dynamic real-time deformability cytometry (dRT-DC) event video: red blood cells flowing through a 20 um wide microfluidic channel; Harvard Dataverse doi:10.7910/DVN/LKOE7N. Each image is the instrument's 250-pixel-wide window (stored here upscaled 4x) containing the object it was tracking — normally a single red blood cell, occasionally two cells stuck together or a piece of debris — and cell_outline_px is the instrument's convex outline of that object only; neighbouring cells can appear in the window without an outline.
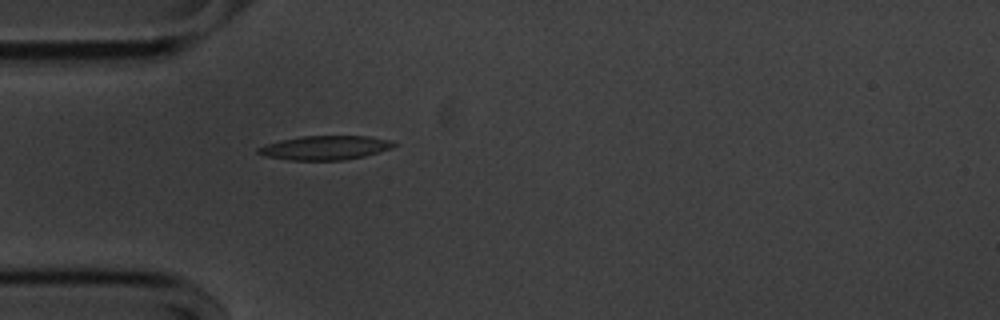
{"species": "common noctule bat (a hibernating species)", "species_latin": "Nyctalus noctula", "temperature_condition": "cold", "stored_images_in_passage": 40, "camera_frame_rate_fps": 3000, "um_per_image_px": 0.085, "animal": {"sex": "male", "body_mass_g": 20.1, "forearm_length_mm": 53.5}, "frame": {"image": 1, "passage_image": 1, "time_ms": 0.0, "image_size_px": [1000, 320], "cell_outline_px": [[396, 144], [392, 148], [364, 156], [344, 160], [288, 160], [264, 156], [256, 152], [256, 148], [264, 144], [280, 140], [300, 136], [368, 136], [392, 140]], "centroid_in_image_um": [27.59, 12.55], "position_along_channel_um": 57.4, "area_um2": 19.19}}
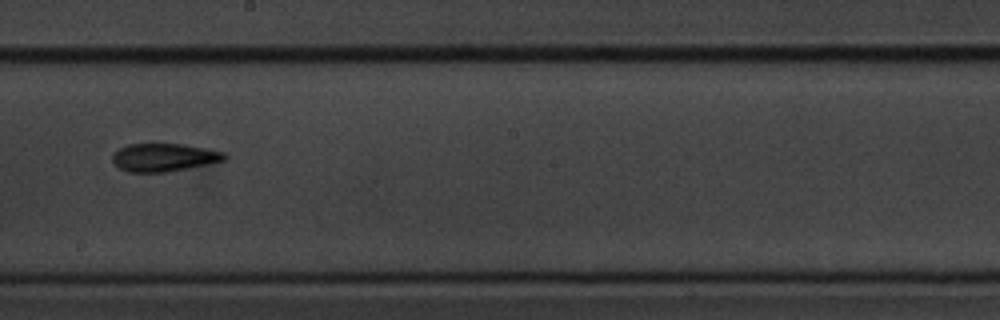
{"frame": {"image": 2, "passage_image": 16, "time_ms": 5.0, "image_size_px": [1000, 320], "cell_outline_px": [[228, 156], [224, 160], [164, 172], [128, 172], [120, 168], [112, 160], [112, 156], [120, 148], [128, 144], [184, 144], [224, 152]], "centroid_in_image_um": [13.91, 13.37], "position_along_channel_um": 234.3, "area_um2": 17.86}}
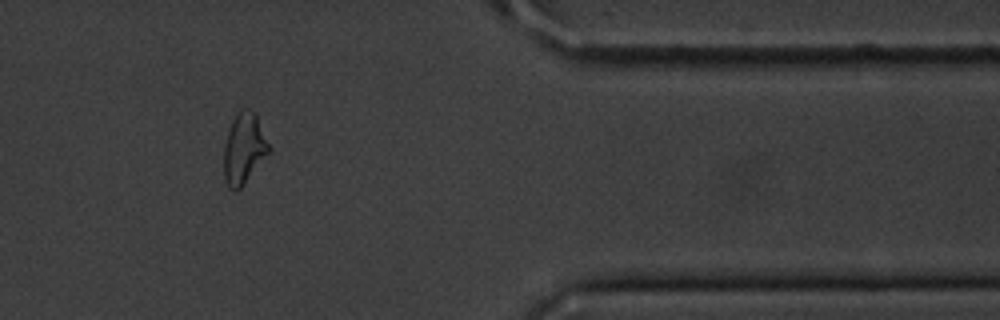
{"frame": {"image": 3, "passage_image": 31, "time_ms": 10.0, "image_size_px": [1000, 320], "cell_outline_px": [[268, 152], [240, 188], [236, 192], [228, 188], [224, 180], [224, 144], [232, 120], [244, 108], [248, 108], [256, 112], [268, 144]], "centroid_in_image_um": [20.69, 12.63], "position_along_channel_um": 390.7, "area_um2": 18.09}, "authors_computed_cell_mechanics": {"area_um2": 18.0914, "velocity_mm_per_s": 3.6046, "shape_relaxation_time_tau1_ms": 5.1601, "shape_relaxation_time_tau2_ms": 7.1319, "deformation_change_tau1": 0.1645, "deformation_change_tau2": 0.1596}}